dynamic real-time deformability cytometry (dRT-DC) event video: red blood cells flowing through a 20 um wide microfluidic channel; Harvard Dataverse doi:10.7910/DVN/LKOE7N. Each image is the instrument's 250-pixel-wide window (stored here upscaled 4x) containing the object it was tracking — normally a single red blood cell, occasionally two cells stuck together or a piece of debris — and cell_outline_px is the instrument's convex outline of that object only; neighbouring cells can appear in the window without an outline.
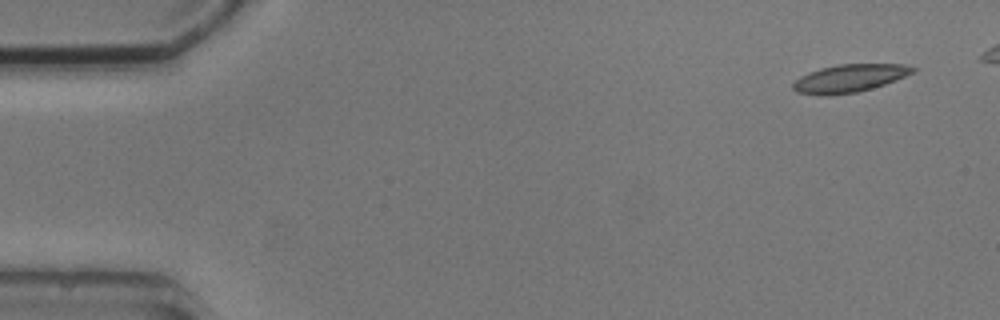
{"species": "common noctule bat (a hibernating species)", "species_latin": "Nyctalus noctula", "temperature_condition": "cold", "stored_images_in_passage": 5, "camera_frame_rate_fps": 3000, "um_per_image_px": 0.085, "animal": {"sex": "male", "body_mass_g": 20.5, "forearm_length_mm": 52.5}, "frame": {"image": 1, "passage_image": 1, "time_ms": 0.0, "image_size_px": [1000, 320], "cell_outline_px": [[920, 68], [916, 72], [896, 80], [872, 88], [856, 92], [828, 96], [820, 96], [796, 92], [792, 88], [792, 84], [800, 76], [808, 72], [820, 68], [840, 64], [904, 64]], "centroid_in_image_um": [72.22, 6.65], "position_along_channel_um": 12.8, "area_um2": 19.71}}